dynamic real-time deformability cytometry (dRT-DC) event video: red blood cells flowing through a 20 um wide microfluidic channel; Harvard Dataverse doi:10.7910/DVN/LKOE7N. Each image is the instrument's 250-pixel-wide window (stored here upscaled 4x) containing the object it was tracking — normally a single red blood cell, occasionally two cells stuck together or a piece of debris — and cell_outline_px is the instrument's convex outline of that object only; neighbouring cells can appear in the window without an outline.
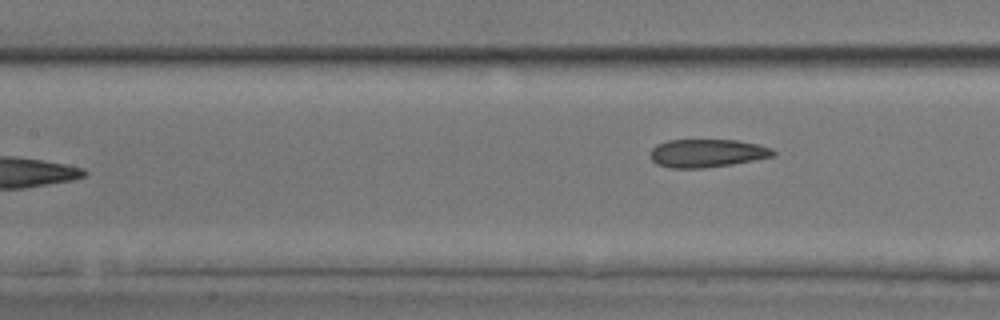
{"species": "common noctule bat (a hibernating species)", "species_latin": "Nyctalus noctula", "temperature_condition": "room temperature", "stored_images_in_passage": 4, "camera_frame_rate_fps": 3000, "um_per_image_px": 0.085, "animal": {"sex": "male", "body_mass_g": 17.9, "forearm_length_mm": 54.2}, "frame": {"image": 1, "passage_image": 4, "time_ms": 3.667, "image_size_px": [1000, 320], "cell_outline_px": [[776, 156], [732, 164], [704, 168], [672, 168], [656, 164], [648, 156], [648, 152], [656, 144], [668, 140], [740, 140], [772, 148], [776, 152]], "centroid_in_image_um": [60.07, 13.02], "position_along_channel_um": 147.3, "area_um2": 20.4}}